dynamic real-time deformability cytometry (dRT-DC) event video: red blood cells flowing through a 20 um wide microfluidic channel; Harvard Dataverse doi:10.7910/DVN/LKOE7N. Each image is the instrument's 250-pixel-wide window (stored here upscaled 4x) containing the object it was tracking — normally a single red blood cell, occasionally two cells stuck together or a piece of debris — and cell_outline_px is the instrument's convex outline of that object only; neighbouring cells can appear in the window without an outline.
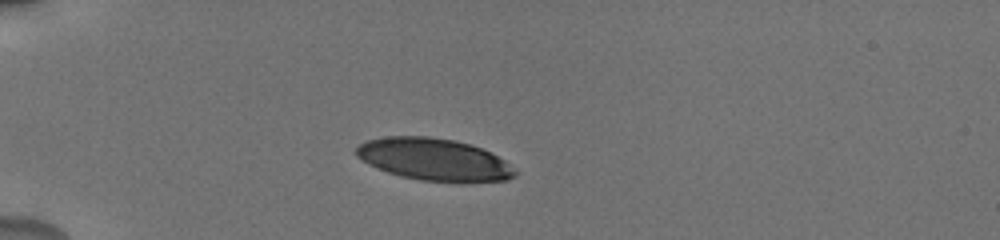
{"species": "human", "species_latin": "Homo sapiens", "temperature_condition": "cold", "stored_images_in_passage": 9, "camera_frame_rate_fps": 3000, "um_per_image_px": 0.085, "donor": {"sex": "male"}, "frame": {"image": 1, "passage_image": 1, "time_ms": 0.0, "image_size_px": [1000, 240], "cell_outline_px": [[516, 176], [508, 180], [464, 184], [460, 184], [420, 180], [400, 176], [388, 172], [368, 164], [356, 156], [356, 148], [360, 144], [368, 140], [384, 136], [428, 136], [456, 140], [480, 148], [504, 160], [516, 172]], "centroid_in_image_um": [36.9, 13.58], "position_along_channel_um": 48.1, "area_um2": 39.42}}